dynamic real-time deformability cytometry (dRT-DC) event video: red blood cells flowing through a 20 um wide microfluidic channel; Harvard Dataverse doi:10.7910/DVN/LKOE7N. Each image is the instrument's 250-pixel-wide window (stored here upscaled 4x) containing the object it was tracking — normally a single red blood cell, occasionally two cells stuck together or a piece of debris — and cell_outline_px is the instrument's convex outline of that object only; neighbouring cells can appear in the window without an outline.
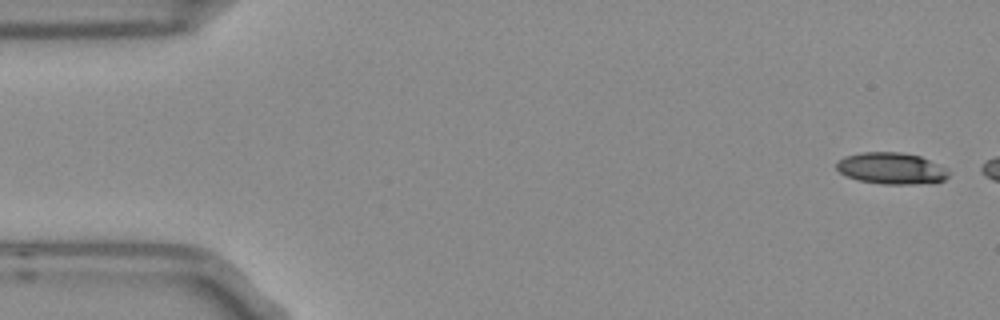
{"species": "Egyptian fruit bat (a non-hibernating species)", "species_latin": "Rousettus aegyptiacus", "temperature_condition": "room temperature", "stored_images_in_passage": 3, "camera_frame_rate_fps": 3000, "um_per_image_px": 0.085, "frame": {"image": 1, "passage_image": 1, "time_ms": 0.0, "image_size_px": [1000, 320], "cell_outline_px": [[948, 176], [944, 180], [932, 184], [884, 184], [860, 180], [848, 176], [840, 172], [836, 168], [836, 164], [844, 156], [860, 152], [900, 152], [920, 156], [948, 168]], "centroid_in_image_um": [75.81, 14.31], "position_along_channel_um": 9.2, "area_um2": 20.69}}